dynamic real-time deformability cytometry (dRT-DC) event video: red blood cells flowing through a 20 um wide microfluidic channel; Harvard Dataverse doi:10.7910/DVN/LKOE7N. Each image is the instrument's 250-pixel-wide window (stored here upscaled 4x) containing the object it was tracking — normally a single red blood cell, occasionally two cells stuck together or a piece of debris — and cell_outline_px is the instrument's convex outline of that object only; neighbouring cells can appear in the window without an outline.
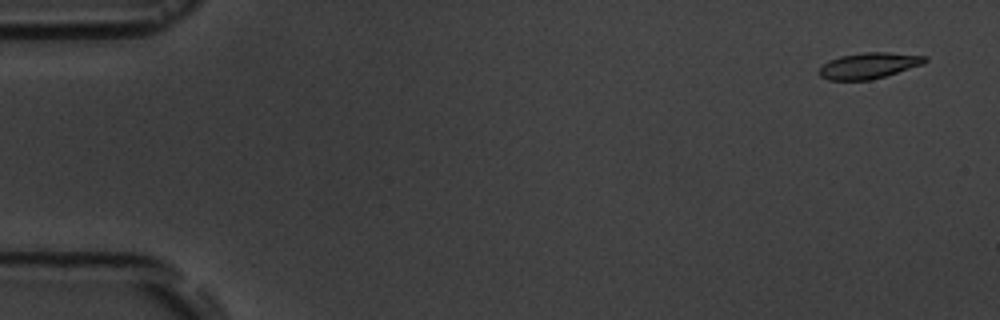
{"species": "common noctule bat (a hibernating species)", "species_latin": "Nyctalus noctula", "temperature_condition": "room temperature", "stored_images_in_passage": 5, "camera_frame_rate_fps": 3000, "um_per_image_px": 0.085, "animal": {"sex": "male", "body_mass_g": 19.5, "forearm_length_mm": 54.6}, "frame": {"image": 1, "passage_image": 1, "time_ms": 0.0, "image_size_px": [1000, 320], "cell_outline_px": [[928, 60], [924, 64], [884, 76], [868, 80], [828, 80], [820, 76], [820, 68], [828, 60], [840, 56], [864, 52], [888, 52], [928, 56]], "centroid_in_image_um": [73.87, 5.56], "position_along_channel_um": 11.1, "area_um2": 15.95}}
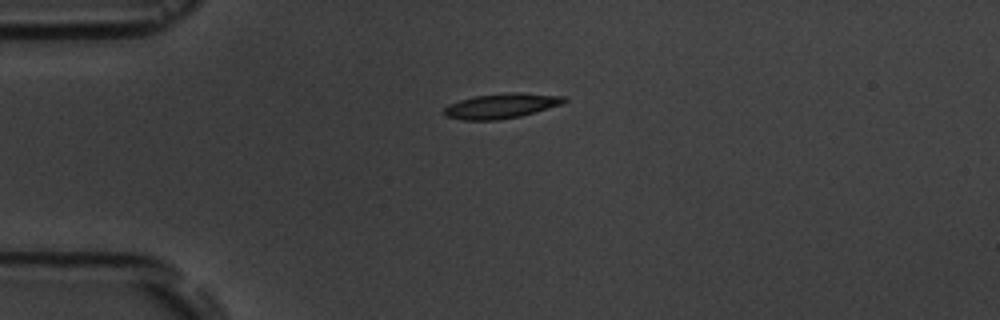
{"frame": {"image": 2, "passage_image": 4, "time_ms": 3.667, "image_size_px": [1000, 320], "cell_outline_px": [[568, 100], [564, 104], [536, 112], [520, 116], [496, 120], [464, 120], [444, 116], [444, 108], [448, 104], [472, 96], [508, 92], [520, 92], [564, 96]], "centroid_in_image_um": [42.63, 8.99], "position_along_channel_um": 42.4, "area_um2": 17.69}}